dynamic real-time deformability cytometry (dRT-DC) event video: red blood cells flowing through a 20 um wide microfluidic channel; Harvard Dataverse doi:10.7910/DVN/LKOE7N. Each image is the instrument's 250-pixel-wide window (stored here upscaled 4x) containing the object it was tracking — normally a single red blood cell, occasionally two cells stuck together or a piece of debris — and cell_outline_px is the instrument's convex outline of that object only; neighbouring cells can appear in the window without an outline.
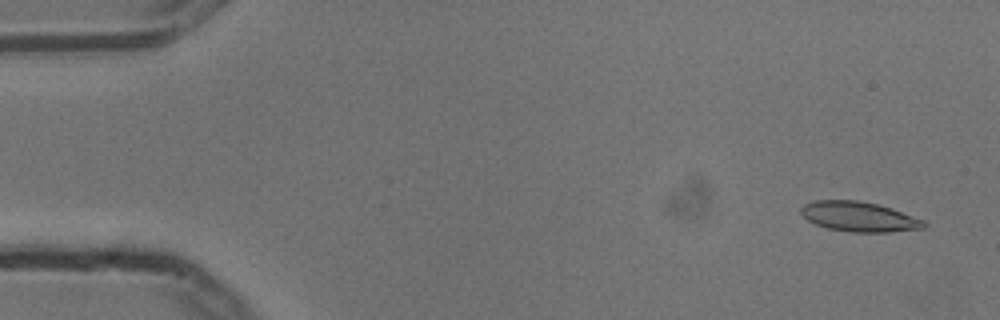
{"species": "common noctule bat (a hibernating species)", "species_latin": "Nyctalus noctula", "temperature_condition": "cold", "stored_images_in_passage": 55, "camera_frame_rate_fps": 3000, "um_per_image_px": 0.085, "animal": {"sex": "male", "body_mass_g": 13.3}, "frame": {"image": 1, "passage_image": 3, "time_ms": 0.667, "image_size_px": [1000, 320], "cell_outline_px": [[928, 224], [924, 228], [888, 232], [852, 232], [828, 228], [816, 224], [808, 220], [800, 212], [800, 208], [804, 204], [812, 200], [860, 200], [880, 204], [892, 208], [924, 220]], "centroid_in_image_um": [73.03, 18.4], "position_along_channel_um": 12.0, "area_um2": 21.56}}
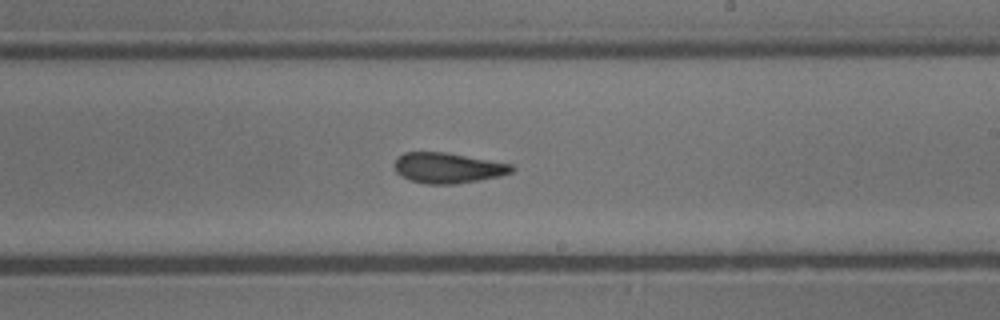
{"frame": {"image": 2, "passage_image": 32, "time_ms": 10.333, "image_size_px": [1000, 320], "cell_outline_px": [[516, 168], [512, 172], [500, 176], [456, 184], [428, 184], [408, 180], [400, 176], [396, 172], [396, 160], [404, 152], [448, 152], [512, 164]], "centroid_in_image_um": [38.09, 14.27], "position_along_channel_um": 250.9, "area_um2": 20.87}}
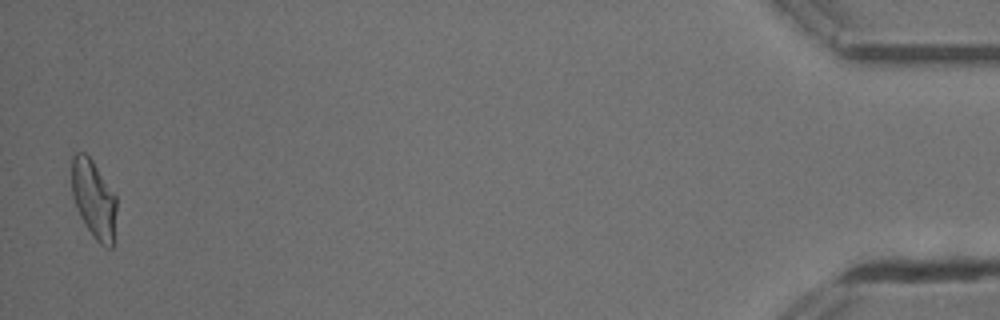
{"frame": {"image": 3, "passage_image": 54, "time_ms": 17.667, "image_size_px": [1000, 320], "cell_outline_px": [[116, 208], [112, 248], [108, 248], [100, 244], [96, 240], [80, 216], [76, 208], [72, 196], [72, 156], [76, 152], [84, 152], [92, 160], [116, 196]], "centroid_in_image_um": [7.96, 16.91], "position_along_channel_um": 427.2, "area_um2": 20.17}, "authors_computed_cell_mechanics": {"area_um2": 21.0392, "velocity_mm_per_s": 3.7274, "shape_relaxation_time_tau1_ms": 10.4575, "shape_relaxation_time_tau2_ms": 3.0454, "deformation_change_tau1": 0.1946, "deformation_change_tau2": 0.1016}}